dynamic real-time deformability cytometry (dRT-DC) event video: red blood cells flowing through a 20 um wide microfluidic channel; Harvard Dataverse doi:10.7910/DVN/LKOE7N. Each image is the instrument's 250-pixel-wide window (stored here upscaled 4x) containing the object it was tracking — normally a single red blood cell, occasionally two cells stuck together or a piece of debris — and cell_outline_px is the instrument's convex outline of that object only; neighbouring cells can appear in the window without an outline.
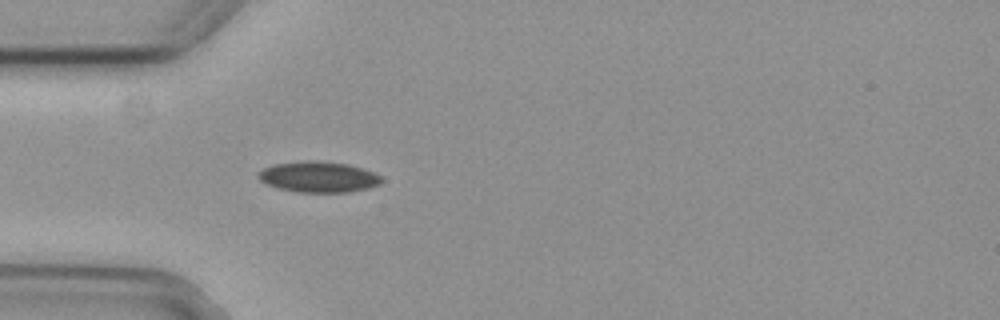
{"species": "common noctule bat (a hibernating species)", "species_latin": "Nyctalus noctula", "temperature_condition": "cold", "stored_images_in_passage": 5, "camera_frame_rate_fps": 3000, "um_per_image_px": 0.085, "animal": {"sex": "female", "body_mass_g": 29.2, "forearm_length_mm": 56.3}, "frame": {"image": 1, "passage_image": 5, "time_ms": 1.333, "image_size_px": [1000, 320], "cell_outline_px": [[384, 180], [380, 184], [368, 188], [348, 192], [296, 192], [276, 188], [264, 184], [256, 176], [264, 168], [276, 164], [312, 160], [316, 160], [348, 164], [372, 172], [380, 176]], "centroid_in_image_um": [27.05, 15.05], "position_along_channel_um": 57.9, "area_um2": 22.08}}